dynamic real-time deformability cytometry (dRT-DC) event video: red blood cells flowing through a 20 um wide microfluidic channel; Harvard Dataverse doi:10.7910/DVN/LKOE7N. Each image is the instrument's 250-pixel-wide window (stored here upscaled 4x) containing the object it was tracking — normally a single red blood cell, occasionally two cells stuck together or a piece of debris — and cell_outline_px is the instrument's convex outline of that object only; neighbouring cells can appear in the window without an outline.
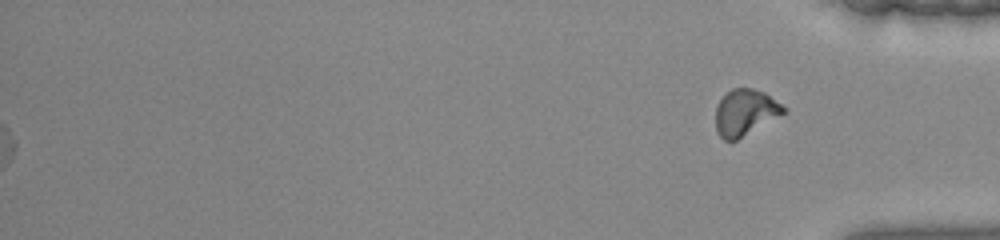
{"species": "common noctule bat (a hibernating species)", "species_latin": "Nyctalus noctula", "temperature_condition": "warm", "stored_images_in_passage": 41, "segment_of_instrument_passage": [2, 2], "camera_frame_rate_fps": 3000, "um_per_image_px": 0.085, "animal": {"sex": "female", "body_mass_g": 22.0, "forearm_length_mm": 56.7}, "frame": {"image": 1, "passage_image": 41, "time_ms": 13.333, "image_size_px": [1000, 240], "cell_outline_px": [[784, 112], [736, 140], [724, 140], [720, 136], [716, 128], [716, 108], [720, 100], [732, 88], [752, 88], [764, 92], [780, 104], [784, 108]], "centroid_in_image_um": [63.29, 9.54], "position_along_channel_um": 371.9, "area_um2": 17.57}}